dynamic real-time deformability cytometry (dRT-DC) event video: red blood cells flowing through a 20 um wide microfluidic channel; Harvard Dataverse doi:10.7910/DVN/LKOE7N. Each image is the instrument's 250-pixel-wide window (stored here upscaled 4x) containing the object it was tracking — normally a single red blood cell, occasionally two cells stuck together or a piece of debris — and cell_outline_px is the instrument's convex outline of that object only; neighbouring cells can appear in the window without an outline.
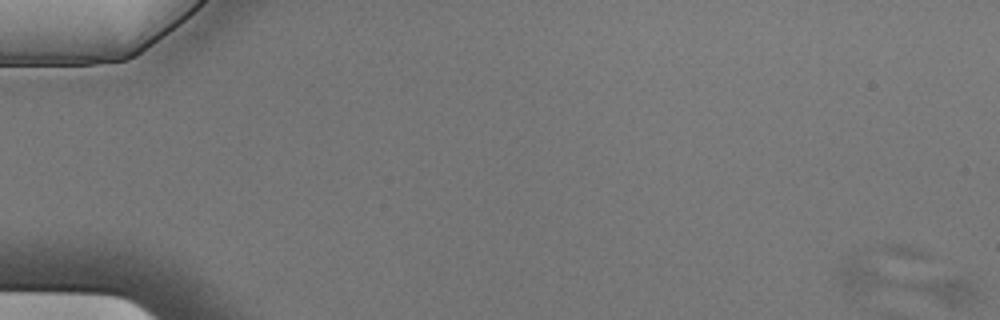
{"species": "Egyptian fruit bat (a non-hibernating species)", "species_latin": "Rousettus aegyptiacus", "temperature_condition": "cold", "stored_images_in_passage": 2, "camera_frame_rate_fps": 3000, "um_per_image_px": 0.085, "animal": {"sex": "male"}, "frame": {"image": 1, "passage_image": 1, "time_ms": 0.0, "image_size_px": [1000, 320], "cell_outline_px": [[884, 284], [864, 292], [844, 296], [840, 288], [836, 272], [836, 268], [844, 260], [856, 252], [868, 248], [884, 280]], "centroid_in_image_um": [73.0, 23.26], "position_along_channel_um": 12.0, "area_um2": 10.98}}